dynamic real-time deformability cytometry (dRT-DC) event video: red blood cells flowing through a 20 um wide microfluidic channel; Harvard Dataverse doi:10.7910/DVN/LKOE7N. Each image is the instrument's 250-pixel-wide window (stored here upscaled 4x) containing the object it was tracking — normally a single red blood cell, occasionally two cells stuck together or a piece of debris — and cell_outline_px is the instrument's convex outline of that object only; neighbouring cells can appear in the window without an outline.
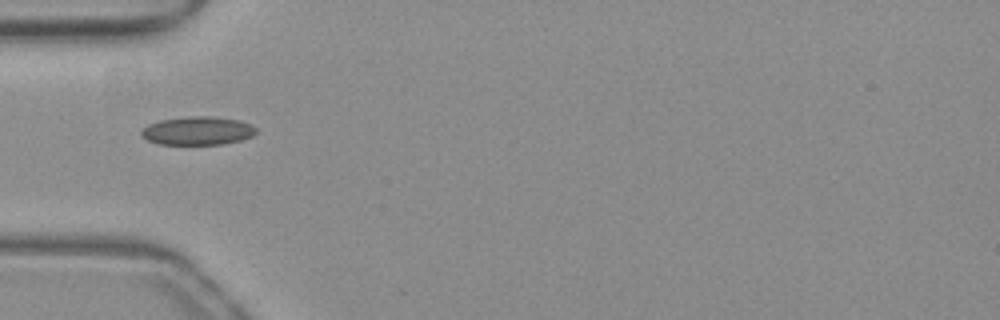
{"species": "common noctule bat (a hibernating species)", "species_latin": "Nyctalus noctula", "temperature_condition": "warm", "stored_images_in_passage": 36, "camera_frame_rate_fps": 3000, "um_per_image_px": 0.085, "animal": {"sex": "female", "body_mass_g": 19.3, "forearm_length_mm": 54.1}, "frame": {"image": 1, "passage_image": 1, "time_ms": 0.0, "image_size_px": [1000, 320], "cell_outline_px": [[256, 132], [252, 136], [240, 140], [224, 144], [160, 144], [148, 140], [140, 136], [140, 132], [148, 124], [160, 120], [188, 116], [212, 116], [240, 120], [252, 124], [256, 128]], "centroid_in_image_um": [16.81, 11.11], "position_along_channel_um": 68.2, "area_um2": 19.07}}
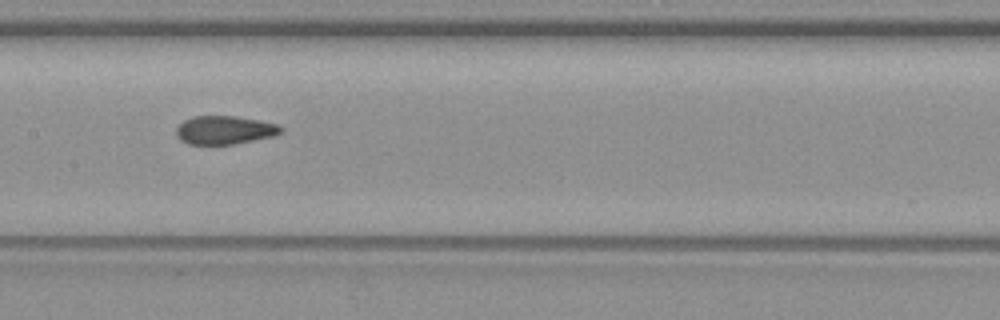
{"frame": {"image": 2, "passage_image": 10, "time_ms": 3.0, "image_size_px": [1000, 320], "cell_outline_px": [[284, 128], [280, 132], [272, 136], [232, 144], [188, 144], [180, 140], [176, 136], [176, 128], [184, 120], [192, 116], [236, 116], [260, 120], [276, 124]], "centroid_in_image_um": [19.05, 11.04], "position_along_channel_um": 188.4, "area_um2": 17.22}}
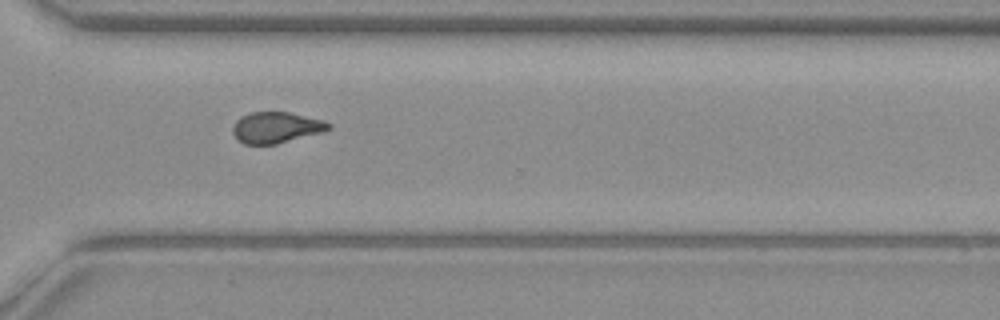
{"frame": {"image": 3, "passage_image": 22, "time_ms": 7.0, "image_size_px": [1000, 320], "cell_outline_px": [[332, 128], [324, 132], [276, 144], [244, 144], [232, 132], [232, 128], [236, 120], [240, 116], [248, 112], [288, 112], [324, 120], [332, 124]], "centroid_in_image_um": [23.5, 10.83], "position_along_channel_um": 347.1, "area_um2": 17.46}, "authors_computed_cell_mechanics": {"area_um2": 17.5423, "velocity_mm_per_s": 3.981, "shape_relaxation_time_tau1_ms": null, "shape_relaxation_time_tau2_ms": 1.4763, "deformation_change_tau1": null, "deformation_change_tau2": 0.0491}}